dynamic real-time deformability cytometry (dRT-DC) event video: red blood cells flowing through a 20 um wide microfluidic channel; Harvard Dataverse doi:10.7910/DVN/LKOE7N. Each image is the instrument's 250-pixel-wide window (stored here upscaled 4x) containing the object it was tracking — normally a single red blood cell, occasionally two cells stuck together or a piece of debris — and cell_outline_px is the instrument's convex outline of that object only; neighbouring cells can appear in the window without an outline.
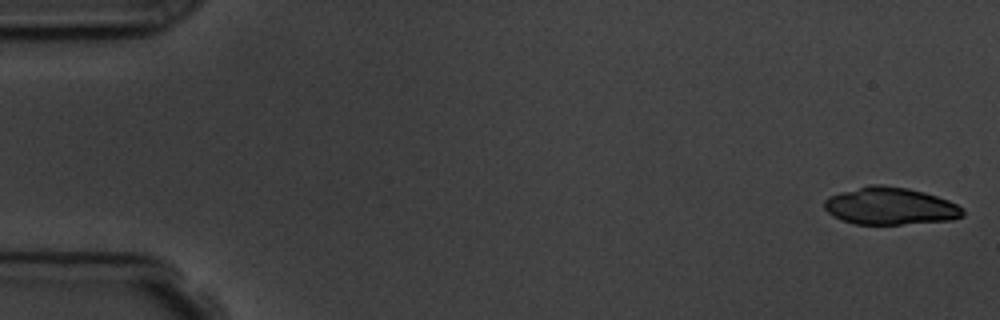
{"species": "common noctule bat (a hibernating species)", "species_latin": "Nyctalus noctula", "temperature_condition": "room temperature", "stored_images_in_passage": 10, "camera_frame_rate_fps": 3000, "um_per_image_px": 0.085, "animal": {"sex": "male", "body_mass_g": 19.5, "forearm_length_mm": 54.6}, "frame": {"image": 1, "passage_image": 1, "time_ms": 0.0, "image_size_px": [1000, 320], "cell_outline_px": [[964, 216], [952, 220], [900, 224], [856, 224], [840, 220], [832, 216], [824, 208], [824, 200], [828, 196], [840, 192], [872, 184], [880, 184], [908, 188], [924, 192], [948, 200], [964, 208]], "centroid_in_image_um": [75.66, 17.52], "position_along_channel_um": 9.3, "area_um2": 30.23}}
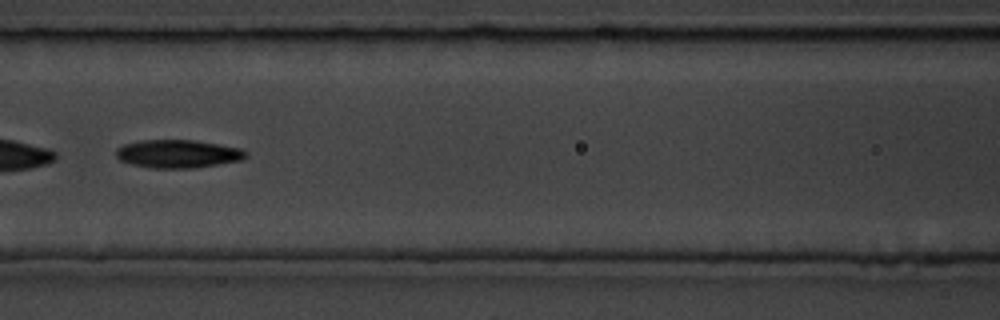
{"frame": {"image": 2, "passage_image": 7, "time_ms": 7.667, "image_size_px": [1000, 320], "cell_outline_px": [[248, 156], [240, 160], [196, 168], [148, 168], [132, 164], [120, 160], [116, 156], [116, 148], [124, 144], [140, 140], [196, 140], [240, 148], [248, 152]], "centroid_in_image_um": [15.11, 13.07], "position_along_channel_um": 151.5, "area_um2": 21.39}}
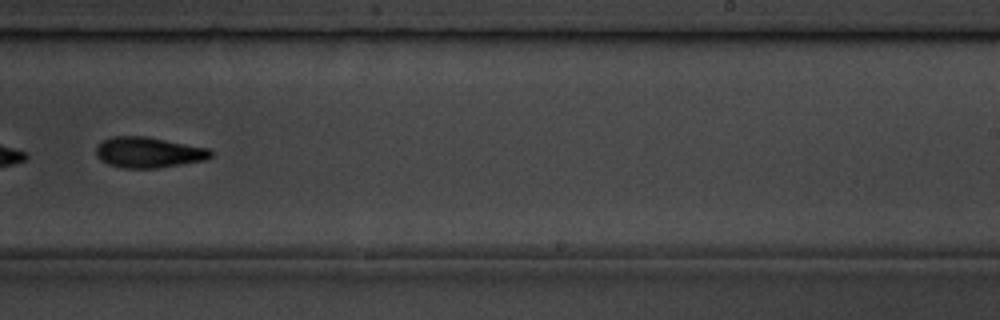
{"frame": {"image": 3, "passage_image": 10, "time_ms": 11.0, "image_size_px": [1000, 320], "cell_outline_px": [[212, 156], [208, 160], [156, 168], [120, 168], [108, 164], [100, 160], [96, 156], [96, 148], [104, 140], [112, 136], [144, 136], [208, 148], [212, 152]], "centroid_in_image_um": [12.62, 12.96], "position_along_channel_um": 276.4, "area_um2": 20.46}}